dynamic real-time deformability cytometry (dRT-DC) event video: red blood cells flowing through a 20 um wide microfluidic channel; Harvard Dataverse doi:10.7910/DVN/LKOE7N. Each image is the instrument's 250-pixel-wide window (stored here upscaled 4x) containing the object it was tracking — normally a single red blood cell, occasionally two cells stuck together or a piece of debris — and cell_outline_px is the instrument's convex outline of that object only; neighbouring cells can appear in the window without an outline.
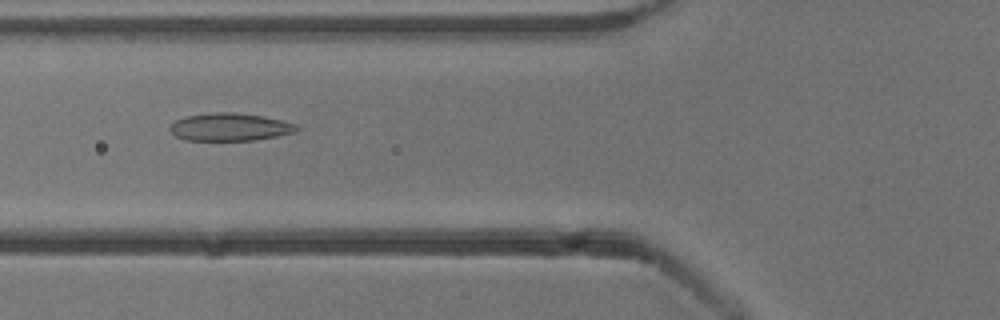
{"species": "common noctule bat (a hibernating species)", "species_latin": "Nyctalus noctula", "temperature_condition": "cold", "stored_images_in_passage": 23, "camera_frame_rate_fps": 3000, "um_per_image_px": 0.085, "animal": {"sex": "male", "body_mass_g": 13.3}, "frame": {"image": 1, "passage_image": 20, "time_ms": 6.333, "image_size_px": [1000, 320], "cell_outline_px": [[300, 128], [296, 132], [256, 140], [184, 140], [176, 136], [168, 128], [176, 120], [188, 116], [212, 112], [236, 112], [264, 116], [284, 120], [296, 124]], "centroid_in_image_um": [19.58, 10.79], "position_along_channel_um": 106.2, "area_um2": 20.58}}
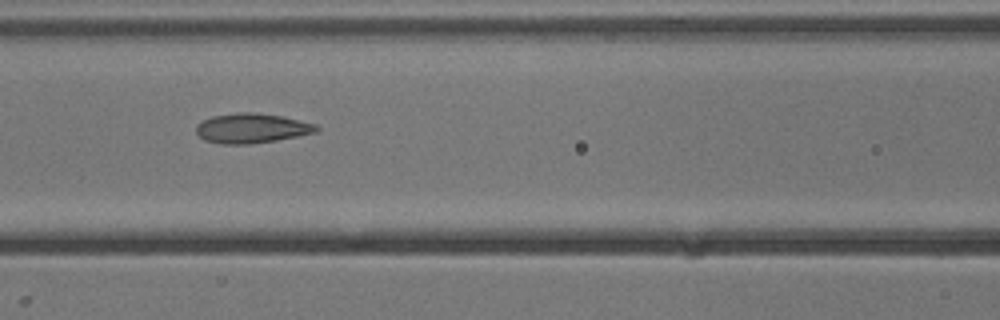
{"frame": {"image": 2, "passage_image": 23, "time_ms": 7.333, "image_size_px": [1000, 320], "cell_outline_px": [[320, 128], [316, 132], [300, 136], [276, 140], [248, 144], [224, 144], [204, 140], [196, 132], [196, 124], [212, 116], [236, 112], [252, 112], [284, 116], [316, 124]], "centroid_in_image_um": [21.41, 10.89], "position_along_channel_um": 145.2, "area_um2": 20.92}}